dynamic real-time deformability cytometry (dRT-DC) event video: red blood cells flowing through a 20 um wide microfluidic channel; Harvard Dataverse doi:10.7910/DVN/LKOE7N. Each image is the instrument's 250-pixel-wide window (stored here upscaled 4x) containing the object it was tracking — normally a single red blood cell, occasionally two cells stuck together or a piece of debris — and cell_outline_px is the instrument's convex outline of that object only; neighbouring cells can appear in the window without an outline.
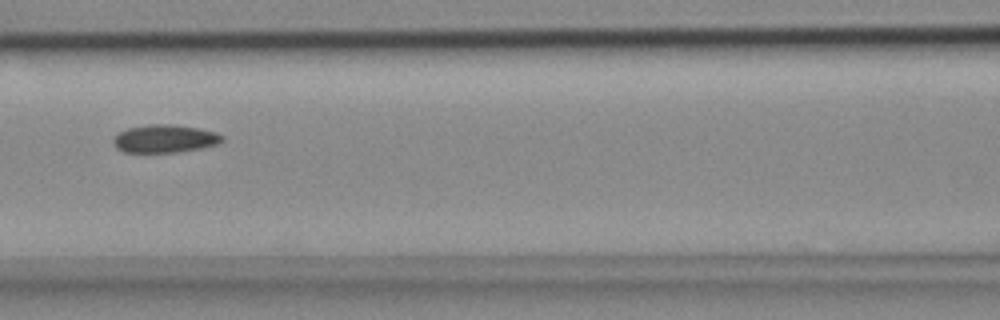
{"species": "common noctule bat (a hibernating species)", "species_latin": "Nyctalus noctula", "temperature_condition": "cold", "stored_images_in_passage": 6, "camera_frame_rate_fps": 3000, "um_per_image_px": 0.085, "animal": {"sex": "female", "body_mass_g": 18.4}, "frame": {"image": 1, "passage_image": 5, "time_ms": 1.333, "image_size_px": [1000, 320], "cell_outline_px": [[224, 140], [216, 144], [200, 148], [176, 152], [124, 152], [116, 148], [112, 144], [112, 136], [128, 128], [148, 124], [168, 124], [200, 128], [216, 132], [224, 136]], "centroid_in_image_um": [13.97, 11.78], "position_along_channel_um": 152.6, "area_um2": 17.8}}
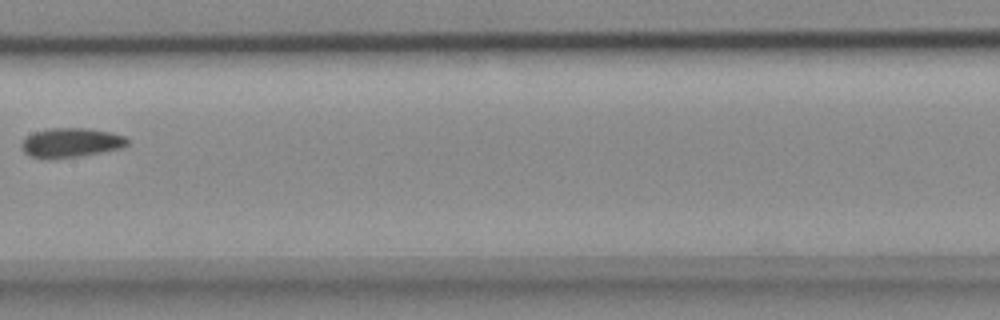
{"frame": {"image": 2, "passage_image": 6, "time_ms": 1.667, "image_size_px": [1000, 320], "cell_outline_px": [[128, 144], [124, 148], [76, 156], [48, 160], [32, 156], [24, 152], [20, 148], [20, 144], [32, 132], [48, 128], [88, 128], [112, 132], [124, 136], [128, 140]], "centroid_in_image_um": [6.01, 12.12], "position_along_channel_um": 201.4, "area_um2": 18.26}}